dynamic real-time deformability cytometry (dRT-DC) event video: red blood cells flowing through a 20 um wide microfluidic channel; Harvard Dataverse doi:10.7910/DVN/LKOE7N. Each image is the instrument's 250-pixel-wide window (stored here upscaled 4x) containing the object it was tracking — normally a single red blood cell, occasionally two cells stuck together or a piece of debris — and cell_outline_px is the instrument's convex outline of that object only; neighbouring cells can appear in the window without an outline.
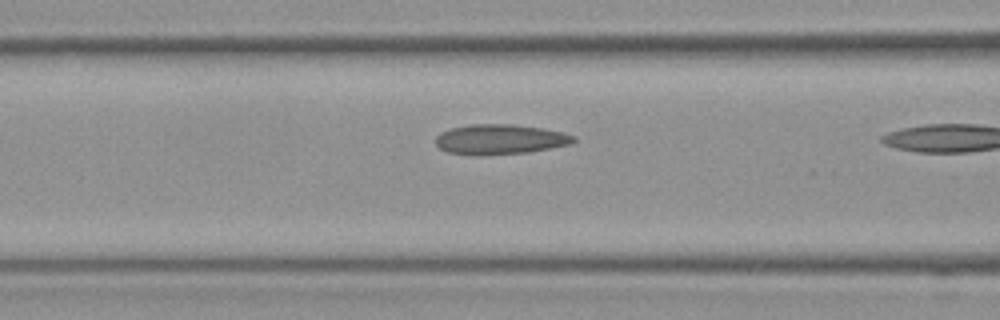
{"species": "Egyptian fruit bat (a non-hibernating species)", "species_latin": "Rousettus aegyptiacus", "temperature_condition": "room temperature", "stored_images_in_passage": 6, "camera_frame_rate_fps": 3000, "um_per_image_px": 0.085, "frame": {"image": 1, "passage_image": 5, "time_ms": 1.333, "image_size_px": [1000, 320], "cell_outline_px": [[576, 140], [572, 144], [528, 152], [480, 156], [472, 156], [448, 152], [440, 148], [436, 144], [436, 136], [440, 132], [452, 128], [468, 124], [512, 124], [544, 128], [564, 132], [576, 136]], "centroid_in_image_um": [42.51, 11.85], "position_along_channel_um": 124.1, "area_um2": 24.51}}